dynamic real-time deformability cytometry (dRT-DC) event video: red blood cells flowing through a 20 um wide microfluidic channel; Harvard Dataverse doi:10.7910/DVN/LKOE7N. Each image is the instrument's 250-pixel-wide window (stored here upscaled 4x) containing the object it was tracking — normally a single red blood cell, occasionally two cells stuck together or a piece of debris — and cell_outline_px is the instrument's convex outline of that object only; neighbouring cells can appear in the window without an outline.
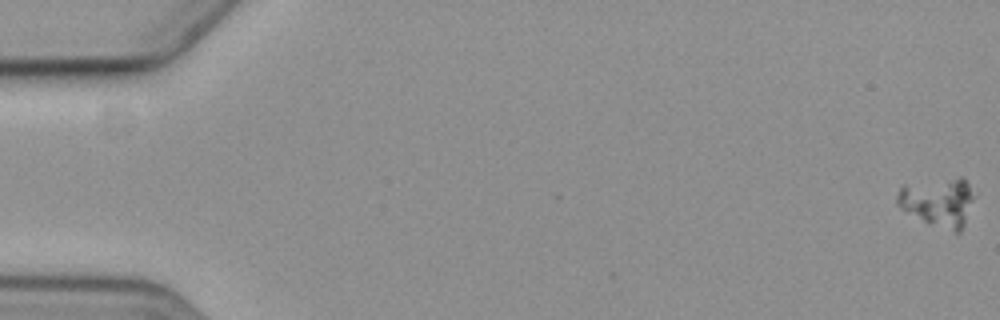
{"species": "common noctule bat (a hibernating species)", "species_latin": "Nyctalus noctula", "temperature_condition": "cold", "stored_images_in_passage": 7, "camera_frame_rate_fps": 3000, "um_per_image_px": 0.085, "animal": {"sex": "female", "body_mass_g": 19.3, "forearm_length_mm": 54.1}, "frame": {"image": 1, "passage_image": 1, "time_ms": 0.0, "image_size_px": [1000, 320], "cell_outline_px": [[968, 200], [964, 220], [960, 232], [956, 232], [924, 220], [900, 208], [896, 204], [896, 196], [900, 188], [904, 184], [960, 176], [968, 184]], "centroid_in_image_um": [79.61, 17.11], "position_along_channel_um": 5.4, "area_um2": 20.46}}
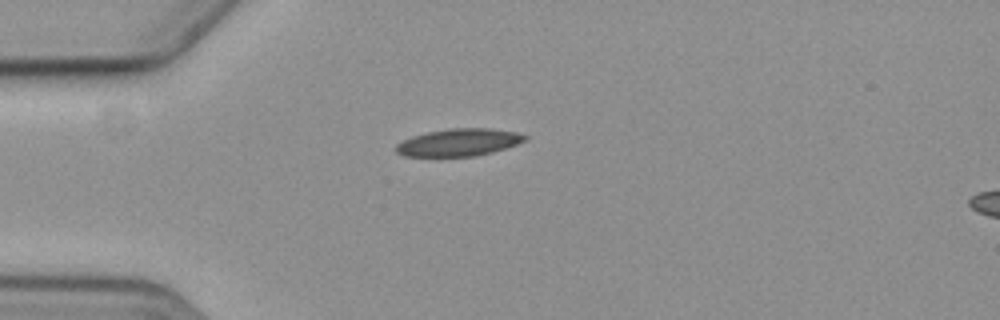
{"frame": {"image": 2, "passage_image": 7, "time_ms": 8.333, "image_size_px": [1000, 320], "cell_outline_px": [[528, 136], [524, 140], [516, 144], [492, 152], [476, 156], [404, 156], [396, 152], [396, 144], [412, 136], [428, 132], [448, 128], [492, 128], [516, 132]], "centroid_in_image_um": [38.99, 12.1], "position_along_channel_um": 46.0, "area_um2": 20.4}}